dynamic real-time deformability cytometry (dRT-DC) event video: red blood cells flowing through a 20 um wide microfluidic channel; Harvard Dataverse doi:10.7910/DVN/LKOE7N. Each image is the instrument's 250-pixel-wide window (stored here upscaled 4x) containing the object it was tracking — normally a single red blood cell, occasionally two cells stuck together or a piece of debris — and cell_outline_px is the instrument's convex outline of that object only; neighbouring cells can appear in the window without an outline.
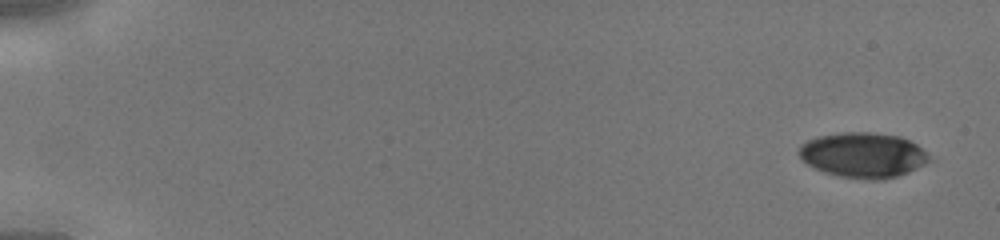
{"species": "human", "species_latin": "Homo sapiens", "temperature_condition": "cold", "stored_images_in_passage": 44, "camera_frame_rate_fps": 3000, "um_per_image_px": 0.085, "donor": {"sex": "male"}, "frame": {"image": 1, "passage_image": 1, "time_ms": 0.0, "image_size_px": [1000, 240], "cell_outline_px": [[928, 160], [924, 164], [908, 172], [884, 180], [864, 180], [836, 176], [824, 172], [808, 164], [796, 152], [800, 144], [808, 140], [820, 136], [844, 132], [868, 132], [900, 136], [916, 144], [928, 156]], "centroid_in_image_um": [73.31, 13.19], "position_along_channel_um": 11.7, "area_um2": 34.1}}
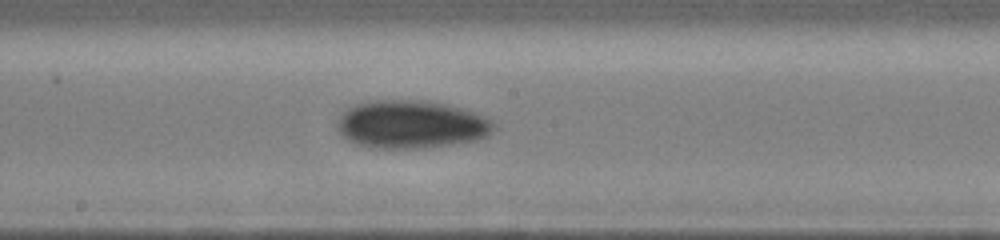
{"frame": {"image": 2, "passage_image": 25, "time_ms": 8.0, "image_size_px": [1000, 240], "cell_outline_px": [[496, 128], [488, 136], [476, 140], [424, 148], [372, 148], [356, 144], [348, 140], [336, 128], [336, 120], [340, 112], [356, 104], [372, 100], [428, 100], [460, 108], [484, 116], [492, 120]], "centroid_in_image_um": [34.91, 10.57], "position_along_channel_um": 213.3, "area_um2": 44.04}}
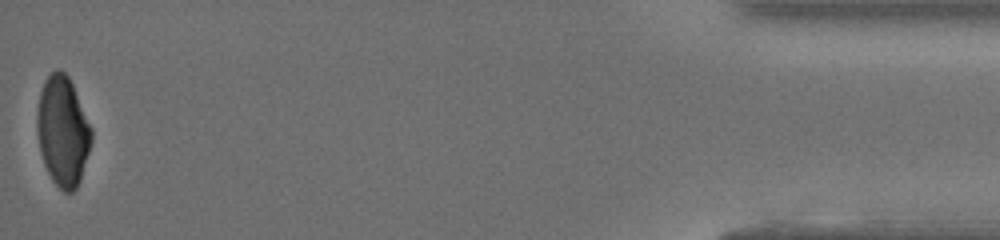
{"frame": {"image": 3, "passage_image": 44, "time_ms": 14.333, "image_size_px": [1000, 240], "cell_outline_px": [[92, 140], [80, 180], [76, 188], [72, 192], [64, 192], [52, 180], [44, 164], [40, 152], [36, 132], [36, 116], [40, 92], [44, 80], [56, 68], [60, 68], [68, 76], [72, 84], [92, 128]], "centroid_in_image_um": [5.32, 11.13], "position_along_channel_um": 429.9, "area_um2": 34.85}}